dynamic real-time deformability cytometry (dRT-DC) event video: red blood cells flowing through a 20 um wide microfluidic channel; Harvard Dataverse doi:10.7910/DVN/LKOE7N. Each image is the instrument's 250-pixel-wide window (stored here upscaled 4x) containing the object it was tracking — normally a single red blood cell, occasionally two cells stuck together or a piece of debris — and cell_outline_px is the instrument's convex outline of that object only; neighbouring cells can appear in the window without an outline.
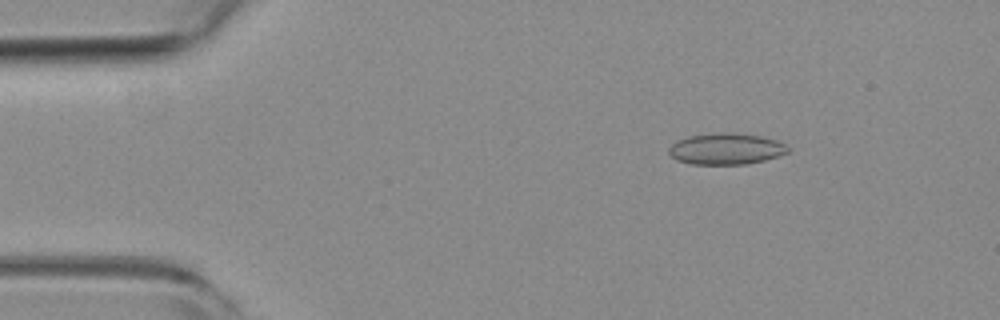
{"species": "common noctule bat (a hibernating species)", "species_latin": "Nyctalus noctula", "temperature_condition": "room temperature", "stored_images_in_passage": 50, "camera_frame_rate_fps": 3000, "um_per_image_px": 0.085, "animal": {"sex": "female", "body_mass_g": 19.3, "forearm_length_mm": 54.1}, "frame": {"image": 1, "passage_image": 4, "time_ms": 1.0, "image_size_px": [1000, 320], "cell_outline_px": [[788, 152], [780, 156], [764, 160], [744, 164], [692, 164], [676, 160], [668, 152], [668, 148], [676, 140], [688, 136], [724, 132], [732, 132], [760, 136], [776, 140], [784, 144], [788, 148]], "centroid_in_image_um": [61.69, 12.65], "position_along_channel_um": 23.3, "area_um2": 21.68}}
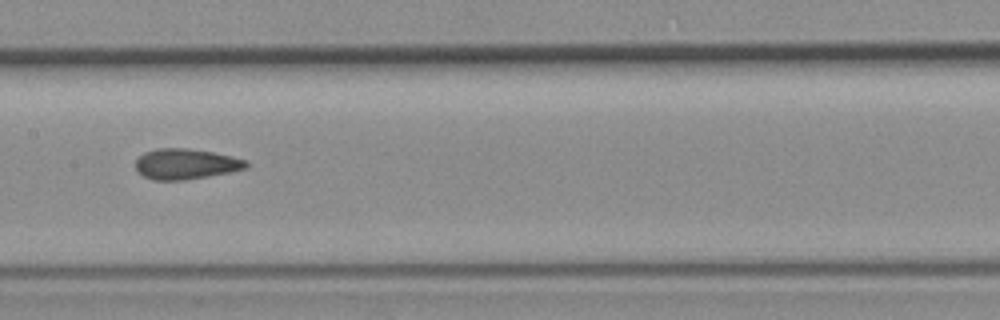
{"frame": {"image": 2, "passage_image": 23, "time_ms": 7.333, "image_size_px": [1000, 320], "cell_outline_px": [[248, 168], [208, 176], [184, 180], [152, 180], [136, 172], [136, 160], [144, 152], [156, 148], [188, 148], [212, 152], [244, 160], [248, 164]], "centroid_in_image_um": [15.73, 13.94], "position_along_channel_um": 191.7, "area_um2": 19.54}}
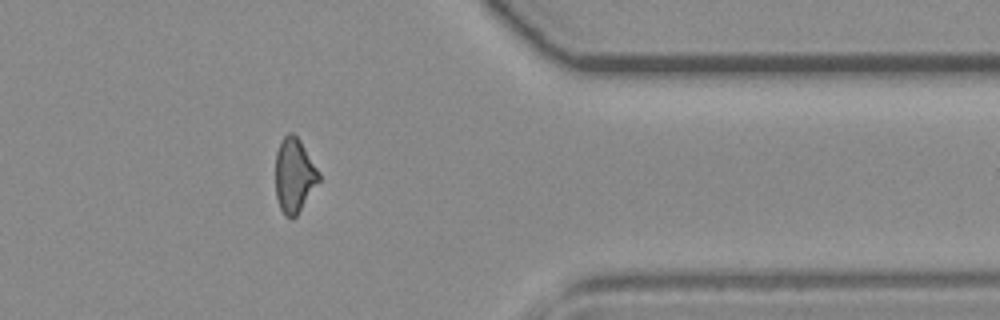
{"frame": {"image": 3, "passage_image": 40, "time_ms": 13.0, "image_size_px": [1000, 320], "cell_outline_px": [[320, 180], [296, 216], [292, 220], [284, 216], [280, 208], [276, 196], [276, 152], [280, 140], [288, 132], [292, 132], [300, 140], [320, 172]], "centroid_in_image_um": [25.01, 14.9], "position_along_channel_um": 386.4, "area_um2": 18.9}, "authors_computed_cell_mechanics": {"area_um2": 19.652, "velocity_mm_per_s": 3.7732, "shape_relaxation_time_tau1_ms": null, "shape_relaxation_time_tau2_ms": 2.811, "deformation_change_tau1": null, "deformation_change_tau2": 0.0916}}